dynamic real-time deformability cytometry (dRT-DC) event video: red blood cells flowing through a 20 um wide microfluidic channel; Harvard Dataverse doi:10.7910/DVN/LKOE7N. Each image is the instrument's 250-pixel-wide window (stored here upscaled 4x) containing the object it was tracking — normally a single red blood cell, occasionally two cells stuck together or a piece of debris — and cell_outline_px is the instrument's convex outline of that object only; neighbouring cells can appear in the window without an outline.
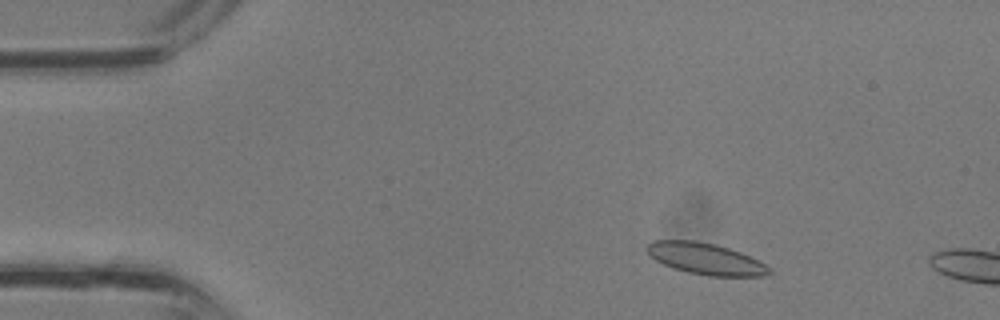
{"species": "common noctule bat (a hibernating species)", "species_latin": "Nyctalus noctula", "temperature_condition": "room temperature", "stored_images_in_passage": 7, "camera_frame_rate_fps": 3000, "um_per_image_px": 0.085, "animal": {"sex": "male", "body_mass_g": 13.3}, "frame": {"image": 1, "passage_image": 4, "time_ms": 1.0, "image_size_px": [1000, 320], "cell_outline_px": [[772, 272], [764, 276], [708, 276], [688, 272], [672, 268], [648, 256], [648, 244], [652, 240], [696, 240], [716, 244], [740, 252], [772, 268]], "centroid_in_image_um": [59.96, 21.99], "position_along_channel_um": 25.0, "area_um2": 22.37}}